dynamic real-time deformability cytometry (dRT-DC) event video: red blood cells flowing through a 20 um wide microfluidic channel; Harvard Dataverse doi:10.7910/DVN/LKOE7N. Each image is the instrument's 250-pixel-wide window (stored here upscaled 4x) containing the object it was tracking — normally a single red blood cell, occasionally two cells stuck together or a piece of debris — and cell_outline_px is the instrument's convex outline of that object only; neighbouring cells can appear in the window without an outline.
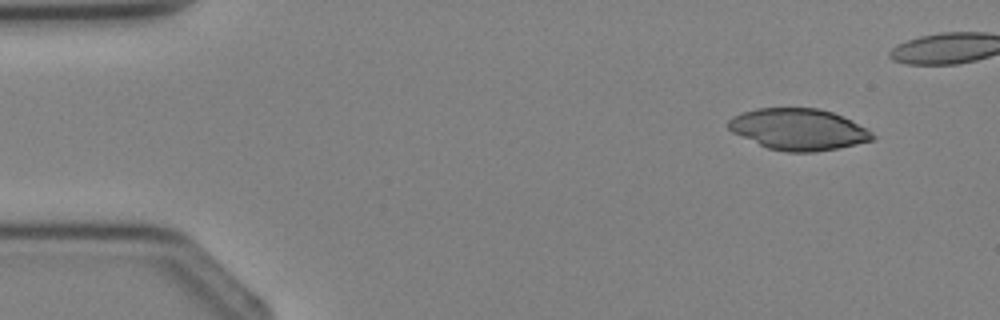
{"species": "Egyptian fruit bat (a non-hibernating species)", "species_latin": "Rousettus aegyptiacus", "temperature_condition": "cold", "stored_images_in_passage": 4, "camera_frame_rate_fps": 3000, "um_per_image_px": 0.085, "animal": {"sex": "female"}, "frame": {"image": 1, "passage_image": 1, "time_ms": 0.0, "image_size_px": [1000, 320], "cell_outline_px": [[876, 140], [816, 152], [784, 152], [768, 148], [732, 132], [728, 128], [728, 120], [732, 116], [756, 108], [816, 108], [832, 112], [852, 120], [868, 128], [876, 136]], "centroid_in_image_um": [67.9, 10.99], "position_along_channel_um": 17.1, "area_um2": 34.85}}